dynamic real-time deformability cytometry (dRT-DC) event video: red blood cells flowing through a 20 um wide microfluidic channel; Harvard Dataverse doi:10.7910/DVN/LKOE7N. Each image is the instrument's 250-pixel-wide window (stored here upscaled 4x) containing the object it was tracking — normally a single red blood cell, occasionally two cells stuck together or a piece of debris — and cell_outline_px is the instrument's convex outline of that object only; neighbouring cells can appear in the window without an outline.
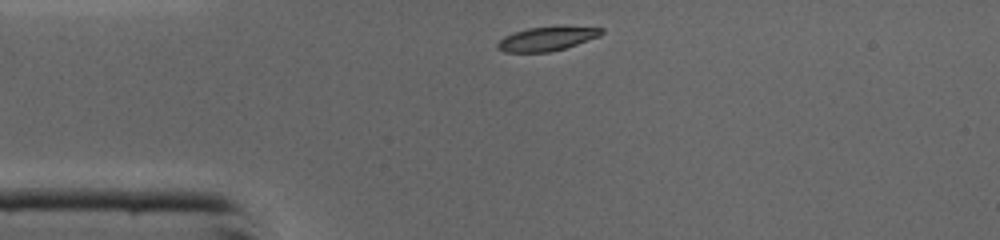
{"species": "common noctule bat (a hibernating species)", "species_latin": "Nyctalus noctula", "temperature_condition": "cold", "stored_images_in_passage": 31, "camera_frame_rate_fps": 3000, "um_per_image_px": 0.085, "animal": {"sex": "male", "body_mass_g": 19.0, "forearm_length_mm": 50.8}, "frame": {"image": 1, "passage_image": 1, "time_ms": 0.0, "image_size_px": [1000, 240], "cell_outline_px": [[604, 32], [600, 36], [564, 48], [548, 52], [504, 52], [496, 48], [496, 44], [504, 36], [512, 32], [528, 28], [604, 28]], "centroid_in_image_um": [46.39, 3.33], "position_along_channel_um": 38.6, "area_um2": 13.99}}
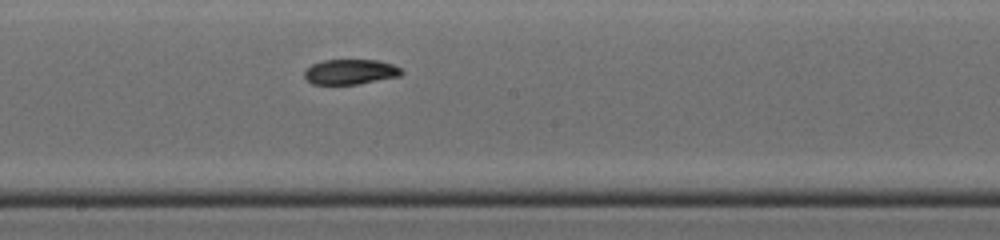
{"frame": {"image": 2, "passage_image": 15, "time_ms": 4.667, "image_size_px": [1000, 240], "cell_outline_px": [[404, 72], [400, 76], [356, 84], [312, 84], [304, 76], [304, 72], [312, 64], [324, 60], [376, 60], [392, 64], [400, 68]], "centroid_in_image_um": [29.78, 6.1], "position_along_channel_um": 218.4, "area_um2": 14.05}}
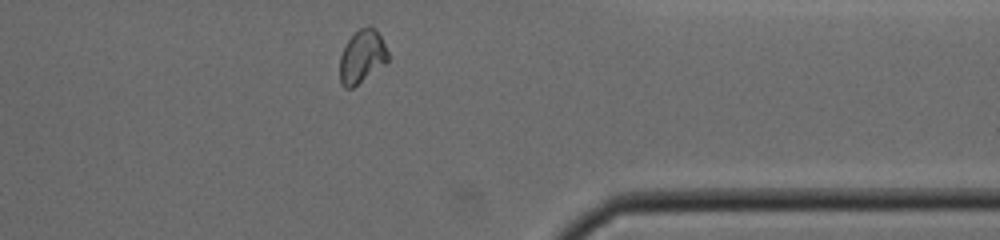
{"frame": {"image": 3, "passage_image": 27, "time_ms": 8.667, "image_size_px": [1000, 240], "cell_outline_px": [[388, 60], [384, 64], [352, 88], [344, 88], [340, 80], [340, 56], [348, 40], [360, 28], [368, 24], [372, 24], [376, 28], [388, 52]], "centroid_in_image_um": [30.77, 4.77], "position_along_channel_um": 380.6, "area_um2": 14.74}, "authors_computed_cell_mechanics": {"area_um2": 14.6812, "velocity_mm_per_s": 4.3709, "shape_relaxation_time_tau1_ms": 6.1321, "shape_relaxation_time_tau2_ms": 3.0551, "deformation_change_tau1": 0.2036, "deformation_change_tau2": 0.0637}}